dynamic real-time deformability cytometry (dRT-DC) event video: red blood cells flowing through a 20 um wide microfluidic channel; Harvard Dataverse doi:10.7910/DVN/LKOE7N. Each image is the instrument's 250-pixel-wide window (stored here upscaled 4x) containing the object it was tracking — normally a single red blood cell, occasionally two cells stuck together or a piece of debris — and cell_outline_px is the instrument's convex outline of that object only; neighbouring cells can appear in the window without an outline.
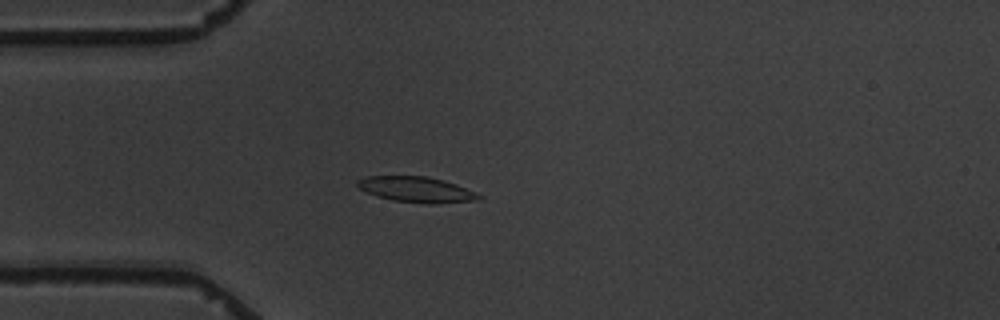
{"species": "common noctule bat (a hibernating species)", "species_latin": "Nyctalus noctula", "temperature_condition": "warm", "stored_images_in_passage": 4, "camera_frame_rate_fps": 3000, "um_per_image_px": 0.085, "animal": {"sex": "male", "body_mass_g": 19.5, "forearm_length_mm": 54.6}, "frame": {"image": 1, "passage_image": 4, "time_ms": 4.333, "image_size_px": [1000, 320], "cell_outline_px": [[484, 196], [476, 200], [432, 204], [424, 204], [392, 200], [376, 196], [360, 188], [356, 184], [356, 180], [364, 176], [428, 176], [444, 180], [456, 184], [476, 192]], "centroid_in_image_um": [35.39, 16.1], "position_along_channel_um": 49.6, "area_um2": 18.21}}